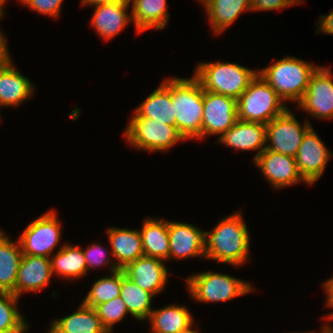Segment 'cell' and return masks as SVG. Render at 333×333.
Returning a JSON list of instances; mask_svg holds the SVG:
<instances>
[{
  "label": "cell",
  "mask_w": 333,
  "mask_h": 333,
  "mask_svg": "<svg viewBox=\"0 0 333 333\" xmlns=\"http://www.w3.org/2000/svg\"><path fill=\"white\" fill-rule=\"evenodd\" d=\"M94 9L91 26L104 41L112 40L120 34L132 21V12H127L126 4L120 2L99 4Z\"/></svg>",
  "instance_id": "cell-19"
},
{
  "label": "cell",
  "mask_w": 333,
  "mask_h": 333,
  "mask_svg": "<svg viewBox=\"0 0 333 333\" xmlns=\"http://www.w3.org/2000/svg\"><path fill=\"white\" fill-rule=\"evenodd\" d=\"M167 0H136L131 6L132 21L138 34L155 28L164 29L168 22Z\"/></svg>",
  "instance_id": "cell-25"
},
{
  "label": "cell",
  "mask_w": 333,
  "mask_h": 333,
  "mask_svg": "<svg viewBox=\"0 0 333 333\" xmlns=\"http://www.w3.org/2000/svg\"><path fill=\"white\" fill-rule=\"evenodd\" d=\"M324 326H322V329L320 328V333H333V326L330 325V323L328 325L323 324ZM314 333V332H313Z\"/></svg>",
  "instance_id": "cell-40"
},
{
  "label": "cell",
  "mask_w": 333,
  "mask_h": 333,
  "mask_svg": "<svg viewBox=\"0 0 333 333\" xmlns=\"http://www.w3.org/2000/svg\"><path fill=\"white\" fill-rule=\"evenodd\" d=\"M145 321L150 322L151 333H183L196 325L188 307L175 303L153 308Z\"/></svg>",
  "instance_id": "cell-23"
},
{
  "label": "cell",
  "mask_w": 333,
  "mask_h": 333,
  "mask_svg": "<svg viewBox=\"0 0 333 333\" xmlns=\"http://www.w3.org/2000/svg\"><path fill=\"white\" fill-rule=\"evenodd\" d=\"M139 230L144 256L169 261L170 241L168 235V219L146 218Z\"/></svg>",
  "instance_id": "cell-27"
},
{
  "label": "cell",
  "mask_w": 333,
  "mask_h": 333,
  "mask_svg": "<svg viewBox=\"0 0 333 333\" xmlns=\"http://www.w3.org/2000/svg\"><path fill=\"white\" fill-rule=\"evenodd\" d=\"M251 11L283 10L292 5L302 4V0H250Z\"/></svg>",
  "instance_id": "cell-35"
},
{
  "label": "cell",
  "mask_w": 333,
  "mask_h": 333,
  "mask_svg": "<svg viewBox=\"0 0 333 333\" xmlns=\"http://www.w3.org/2000/svg\"><path fill=\"white\" fill-rule=\"evenodd\" d=\"M136 0H119L120 3L132 6ZM131 4V5H130Z\"/></svg>",
  "instance_id": "cell-42"
},
{
  "label": "cell",
  "mask_w": 333,
  "mask_h": 333,
  "mask_svg": "<svg viewBox=\"0 0 333 333\" xmlns=\"http://www.w3.org/2000/svg\"><path fill=\"white\" fill-rule=\"evenodd\" d=\"M204 89L192 75L171 77V98L176 115V127L187 140L202 139Z\"/></svg>",
  "instance_id": "cell-3"
},
{
  "label": "cell",
  "mask_w": 333,
  "mask_h": 333,
  "mask_svg": "<svg viewBox=\"0 0 333 333\" xmlns=\"http://www.w3.org/2000/svg\"><path fill=\"white\" fill-rule=\"evenodd\" d=\"M319 66L297 57H283L258 69V74L275 90L287 104H298L307 90L313 73Z\"/></svg>",
  "instance_id": "cell-2"
},
{
  "label": "cell",
  "mask_w": 333,
  "mask_h": 333,
  "mask_svg": "<svg viewBox=\"0 0 333 333\" xmlns=\"http://www.w3.org/2000/svg\"><path fill=\"white\" fill-rule=\"evenodd\" d=\"M196 327L195 325L192 326L190 329H188L187 331L183 332V333H200L199 330L197 328H194Z\"/></svg>",
  "instance_id": "cell-43"
},
{
  "label": "cell",
  "mask_w": 333,
  "mask_h": 333,
  "mask_svg": "<svg viewBox=\"0 0 333 333\" xmlns=\"http://www.w3.org/2000/svg\"><path fill=\"white\" fill-rule=\"evenodd\" d=\"M311 127L309 120L301 124L288 107L266 124L265 149L295 158L303 136Z\"/></svg>",
  "instance_id": "cell-9"
},
{
  "label": "cell",
  "mask_w": 333,
  "mask_h": 333,
  "mask_svg": "<svg viewBox=\"0 0 333 333\" xmlns=\"http://www.w3.org/2000/svg\"><path fill=\"white\" fill-rule=\"evenodd\" d=\"M119 2V0H80L81 6L88 5L89 6H96L99 4H107V3H114Z\"/></svg>",
  "instance_id": "cell-39"
},
{
  "label": "cell",
  "mask_w": 333,
  "mask_h": 333,
  "mask_svg": "<svg viewBox=\"0 0 333 333\" xmlns=\"http://www.w3.org/2000/svg\"><path fill=\"white\" fill-rule=\"evenodd\" d=\"M132 148L150 152H167L177 143L186 141L175 126L149 118H131L123 133Z\"/></svg>",
  "instance_id": "cell-7"
},
{
  "label": "cell",
  "mask_w": 333,
  "mask_h": 333,
  "mask_svg": "<svg viewBox=\"0 0 333 333\" xmlns=\"http://www.w3.org/2000/svg\"><path fill=\"white\" fill-rule=\"evenodd\" d=\"M34 84L16 70L10 56L0 65V108L20 106L34 95Z\"/></svg>",
  "instance_id": "cell-16"
},
{
  "label": "cell",
  "mask_w": 333,
  "mask_h": 333,
  "mask_svg": "<svg viewBox=\"0 0 333 333\" xmlns=\"http://www.w3.org/2000/svg\"><path fill=\"white\" fill-rule=\"evenodd\" d=\"M10 56L12 55L9 52L6 36L0 27V62H5Z\"/></svg>",
  "instance_id": "cell-38"
},
{
  "label": "cell",
  "mask_w": 333,
  "mask_h": 333,
  "mask_svg": "<svg viewBox=\"0 0 333 333\" xmlns=\"http://www.w3.org/2000/svg\"><path fill=\"white\" fill-rule=\"evenodd\" d=\"M238 119L268 124L288 107L275 90L259 75L237 99Z\"/></svg>",
  "instance_id": "cell-6"
},
{
  "label": "cell",
  "mask_w": 333,
  "mask_h": 333,
  "mask_svg": "<svg viewBox=\"0 0 333 333\" xmlns=\"http://www.w3.org/2000/svg\"><path fill=\"white\" fill-rule=\"evenodd\" d=\"M120 297L125 303L129 315L137 321H145L153 310L154 296L126 277L123 270Z\"/></svg>",
  "instance_id": "cell-29"
},
{
  "label": "cell",
  "mask_w": 333,
  "mask_h": 333,
  "mask_svg": "<svg viewBox=\"0 0 333 333\" xmlns=\"http://www.w3.org/2000/svg\"><path fill=\"white\" fill-rule=\"evenodd\" d=\"M287 333H313V331H308V332L307 331H305V332H303V331L302 332H287Z\"/></svg>",
  "instance_id": "cell-44"
},
{
  "label": "cell",
  "mask_w": 333,
  "mask_h": 333,
  "mask_svg": "<svg viewBox=\"0 0 333 333\" xmlns=\"http://www.w3.org/2000/svg\"><path fill=\"white\" fill-rule=\"evenodd\" d=\"M131 118H149L176 127V115L171 98V77L164 79L133 111Z\"/></svg>",
  "instance_id": "cell-20"
},
{
  "label": "cell",
  "mask_w": 333,
  "mask_h": 333,
  "mask_svg": "<svg viewBox=\"0 0 333 333\" xmlns=\"http://www.w3.org/2000/svg\"><path fill=\"white\" fill-rule=\"evenodd\" d=\"M169 260L200 259L205 256V230L186 222L168 220Z\"/></svg>",
  "instance_id": "cell-14"
},
{
  "label": "cell",
  "mask_w": 333,
  "mask_h": 333,
  "mask_svg": "<svg viewBox=\"0 0 333 333\" xmlns=\"http://www.w3.org/2000/svg\"><path fill=\"white\" fill-rule=\"evenodd\" d=\"M193 76L205 91L222 94L236 100L258 74L237 62H201L195 66Z\"/></svg>",
  "instance_id": "cell-4"
},
{
  "label": "cell",
  "mask_w": 333,
  "mask_h": 333,
  "mask_svg": "<svg viewBox=\"0 0 333 333\" xmlns=\"http://www.w3.org/2000/svg\"><path fill=\"white\" fill-rule=\"evenodd\" d=\"M256 167L274 189H282L303 182L294 157L265 149L254 161Z\"/></svg>",
  "instance_id": "cell-13"
},
{
  "label": "cell",
  "mask_w": 333,
  "mask_h": 333,
  "mask_svg": "<svg viewBox=\"0 0 333 333\" xmlns=\"http://www.w3.org/2000/svg\"><path fill=\"white\" fill-rule=\"evenodd\" d=\"M82 250L87 266V272H89L90 269H95L96 267L101 268L102 266L103 268L108 266L110 273L120 270L116 266L115 261H113L112 252H110L108 247L104 248L101 244L99 245V243L93 242Z\"/></svg>",
  "instance_id": "cell-33"
},
{
  "label": "cell",
  "mask_w": 333,
  "mask_h": 333,
  "mask_svg": "<svg viewBox=\"0 0 333 333\" xmlns=\"http://www.w3.org/2000/svg\"><path fill=\"white\" fill-rule=\"evenodd\" d=\"M318 33L333 35V10L326 15L319 16L316 21V34Z\"/></svg>",
  "instance_id": "cell-37"
},
{
  "label": "cell",
  "mask_w": 333,
  "mask_h": 333,
  "mask_svg": "<svg viewBox=\"0 0 333 333\" xmlns=\"http://www.w3.org/2000/svg\"><path fill=\"white\" fill-rule=\"evenodd\" d=\"M122 284V270L100 277L91 286L82 303L96 308L98 305L108 302L120 296Z\"/></svg>",
  "instance_id": "cell-31"
},
{
  "label": "cell",
  "mask_w": 333,
  "mask_h": 333,
  "mask_svg": "<svg viewBox=\"0 0 333 333\" xmlns=\"http://www.w3.org/2000/svg\"><path fill=\"white\" fill-rule=\"evenodd\" d=\"M186 290L196 302H225L255 291L253 284L229 274L215 271L192 273L186 279Z\"/></svg>",
  "instance_id": "cell-5"
},
{
  "label": "cell",
  "mask_w": 333,
  "mask_h": 333,
  "mask_svg": "<svg viewBox=\"0 0 333 333\" xmlns=\"http://www.w3.org/2000/svg\"><path fill=\"white\" fill-rule=\"evenodd\" d=\"M19 297L0 292V333H26L30 329L23 314L18 310Z\"/></svg>",
  "instance_id": "cell-30"
},
{
  "label": "cell",
  "mask_w": 333,
  "mask_h": 333,
  "mask_svg": "<svg viewBox=\"0 0 333 333\" xmlns=\"http://www.w3.org/2000/svg\"><path fill=\"white\" fill-rule=\"evenodd\" d=\"M22 5L45 17L57 18L64 0H18Z\"/></svg>",
  "instance_id": "cell-34"
},
{
  "label": "cell",
  "mask_w": 333,
  "mask_h": 333,
  "mask_svg": "<svg viewBox=\"0 0 333 333\" xmlns=\"http://www.w3.org/2000/svg\"><path fill=\"white\" fill-rule=\"evenodd\" d=\"M237 100L222 94L203 93L202 139L218 135V139L238 120Z\"/></svg>",
  "instance_id": "cell-10"
},
{
  "label": "cell",
  "mask_w": 333,
  "mask_h": 333,
  "mask_svg": "<svg viewBox=\"0 0 333 333\" xmlns=\"http://www.w3.org/2000/svg\"><path fill=\"white\" fill-rule=\"evenodd\" d=\"M76 309L68 316L53 319L46 333H109L95 308L81 302Z\"/></svg>",
  "instance_id": "cell-22"
},
{
  "label": "cell",
  "mask_w": 333,
  "mask_h": 333,
  "mask_svg": "<svg viewBox=\"0 0 333 333\" xmlns=\"http://www.w3.org/2000/svg\"><path fill=\"white\" fill-rule=\"evenodd\" d=\"M52 276L50 258L23 254L15 284V296L20 298L23 293L42 291L49 286Z\"/></svg>",
  "instance_id": "cell-18"
},
{
  "label": "cell",
  "mask_w": 333,
  "mask_h": 333,
  "mask_svg": "<svg viewBox=\"0 0 333 333\" xmlns=\"http://www.w3.org/2000/svg\"><path fill=\"white\" fill-rule=\"evenodd\" d=\"M164 263L167 262L154 257L142 256L122 270L125 276L141 289L155 296L165 289L168 278H170L168 276L171 272Z\"/></svg>",
  "instance_id": "cell-15"
},
{
  "label": "cell",
  "mask_w": 333,
  "mask_h": 333,
  "mask_svg": "<svg viewBox=\"0 0 333 333\" xmlns=\"http://www.w3.org/2000/svg\"><path fill=\"white\" fill-rule=\"evenodd\" d=\"M95 309L109 333L113 332L115 323L123 321L126 315L129 314L120 296L98 305Z\"/></svg>",
  "instance_id": "cell-32"
},
{
  "label": "cell",
  "mask_w": 333,
  "mask_h": 333,
  "mask_svg": "<svg viewBox=\"0 0 333 333\" xmlns=\"http://www.w3.org/2000/svg\"><path fill=\"white\" fill-rule=\"evenodd\" d=\"M106 230L113 259L115 258L116 266L120 270L144 256L139 230L119 227H110Z\"/></svg>",
  "instance_id": "cell-21"
},
{
  "label": "cell",
  "mask_w": 333,
  "mask_h": 333,
  "mask_svg": "<svg viewBox=\"0 0 333 333\" xmlns=\"http://www.w3.org/2000/svg\"><path fill=\"white\" fill-rule=\"evenodd\" d=\"M200 4L204 5L208 0H198Z\"/></svg>",
  "instance_id": "cell-45"
},
{
  "label": "cell",
  "mask_w": 333,
  "mask_h": 333,
  "mask_svg": "<svg viewBox=\"0 0 333 333\" xmlns=\"http://www.w3.org/2000/svg\"><path fill=\"white\" fill-rule=\"evenodd\" d=\"M7 0H0V20H2L5 16L6 11L4 10V4H6Z\"/></svg>",
  "instance_id": "cell-41"
},
{
  "label": "cell",
  "mask_w": 333,
  "mask_h": 333,
  "mask_svg": "<svg viewBox=\"0 0 333 333\" xmlns=\"http://www.w3.org/2000/svg\"><path fill=\"white\" fill-rule=\"evenodd\" d=\"M240 212L225 216L210 232L205 231V259L234 267L248 262L250 232Z\"/></svg>",
  "instance_id": "cell-1"
},
{
  "label": "cell",
  "mask_w": 333,
  "mask_h": 333,
  "mask_svg": "<svg viewBox=\"0 0 333 333\" xmlns=\"http://www.w3.org/2000/svg\"><path fill=\"white\" fill-rule=\"evenodd\" d=\"M203 7L215 35H221L241 13L251 11L250 0H208Z\"/></svg>",
  "instance_id": "cell-24"
},
{
  "label": "cell",
  "mask_w": 333,
  "mask_h": 333,
  "mask_svg": "<svg viewBox=\"0 0 333 333\" xmlns=\"http://www.w3.org/2000/svg\"><path fill=\"white\" fill-rule=\"evenodd\" d=\"M62 225L53 209L31 221L19 235L22 254L50 258L61 241Z\"/></svg>",
  "instance_id": "cell-8"
},
{
  "label": "cell",
  "mask_w": 333,
  "mask_h": 333,
  "mask_svg": "<svg viewBox=\"0 0 333 333\" xmlns=\"http://www.w3.org/2000/svg\"><path fill=\"white\" fill-rule=\"evenodd\" d=\"M321 286L323 287V289L325 290V306L329 309L332 308L333 309V276L329 279H327L326 281H324ZM325 317L324 320L326 319L328 322L326 323V325H328V323L330 321L333 320V311L330 312V314H327V316H323Z\"/></svg>",
  "instance_id": "cell-36"
},
{
  "label": "cell",
  "mask_w": 333,
  "mask_h": 333,
  "mask_svg": "<svg viewBox=\"0 0 333 333\" xmlns=\"http://www.w3.org/2000/svg\"><path fill=\"white\" fill-rule=\"evenodd\" d=\"M328 66L320 65L310 78L302 100L297 104L311 117L333 118V75Z\"/></svg>",
  "instance_id": "cell-11"
},
{
  "label": "cell",
  "mask_w": 333,
  "mask_h": 333,
  "mask_svg": "<svg viewBox=\"0 0 333 333\" xmlns=\"http://www.w3.org/2000/svg\"><path fill=\"white\" fill-rule=\"evenodd\" d=\"M332 155V151L327 149L319 135L311 127L303 136L295 157L297 169L309 186L321 178Z\"/></svg>",
  "instance_id": "cell-12"
},
{
  "label": "cell",
  "mask_w": 333,
  "mask_h": 333,
  "mask_svg": "<svg viewBox=\"0 0 333 333\" xmlns=\"http://www.w3.org/2000/svg\"><path fill=\"white\" fill-rule=\"evenodd\" d=\"M22 256L19 241L11 240L0 228V292L15 295V284Z\"/></svg>",
  "instance_id": "cell-28"
},
{
  "label": "cell",
  "mask_w": 333,
  "mask_h": 333,
  "mask_svg": "<svg viewBox=\"0 0 333 333\" xmlns=\"http://www.w3.org/2000/svg\"><path fill=\"white\" fill-rule=\"evenodd\" d=\"M217 142L238 151H255L253 161L265 150L266 125L237 120Z\"/></svg>",
  "instance_id": "cell-17"
},
{
  "label": "cell",
  "mask_w": 333,
  "mask_h": 333,
  "mask_svg": "<svg viewBox=\"0 0 333 333\" xmlns=\"http://www.w3.org/2000/svg\"><path fill=\"white\" fill-rule=\"evenodd\" d=\"M56 251V254L50 257L52 275L65 280H79L87 275L82 247L66 242Z\"/></svg>",
  "instance_id": "cell-26"
}]
</instances>
